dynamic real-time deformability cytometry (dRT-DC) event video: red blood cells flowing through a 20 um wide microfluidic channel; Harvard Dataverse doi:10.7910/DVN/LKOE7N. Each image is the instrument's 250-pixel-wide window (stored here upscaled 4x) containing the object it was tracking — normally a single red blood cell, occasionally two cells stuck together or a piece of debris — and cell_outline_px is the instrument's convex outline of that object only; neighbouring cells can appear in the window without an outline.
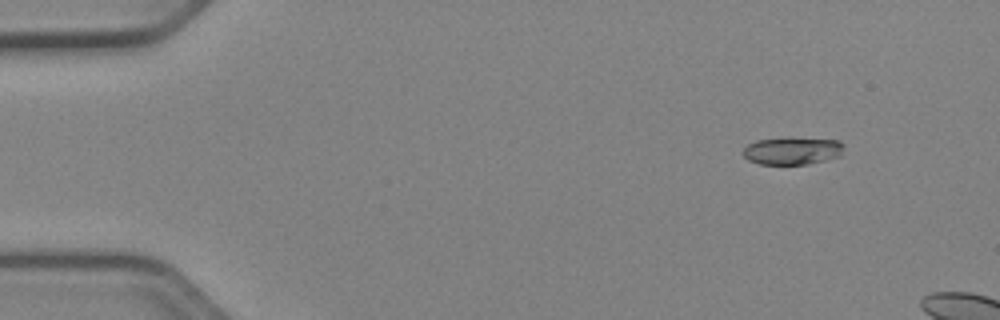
{"species": "Egyptian fruit bat (a non-hibernating species)", "species_latin": "Rousettus aegyptiacus", "temperature_condition": "cold", "stored_images_in_passage": 8, "camera_frame_rate_fps": 3000, "um_per_image_px": 0.085, "animal": {"sex": "female"}, "frame": {"image": 1, "passage_image": 2, "time_ms": 0.333, "image_size_px": [1000, 320], "cell_outline_px": [[844, 144], [840, 156], [808, 164], [760, 164], [748, 160], [744, 156], [744, 148], [748, 144], [756, 140], [784, 136], [788, 136], [840, 140]], "centroid_in_image_um": [67.36, 12.78], "position_along_channel_um": 17.6, "area_um2": 16.59}}